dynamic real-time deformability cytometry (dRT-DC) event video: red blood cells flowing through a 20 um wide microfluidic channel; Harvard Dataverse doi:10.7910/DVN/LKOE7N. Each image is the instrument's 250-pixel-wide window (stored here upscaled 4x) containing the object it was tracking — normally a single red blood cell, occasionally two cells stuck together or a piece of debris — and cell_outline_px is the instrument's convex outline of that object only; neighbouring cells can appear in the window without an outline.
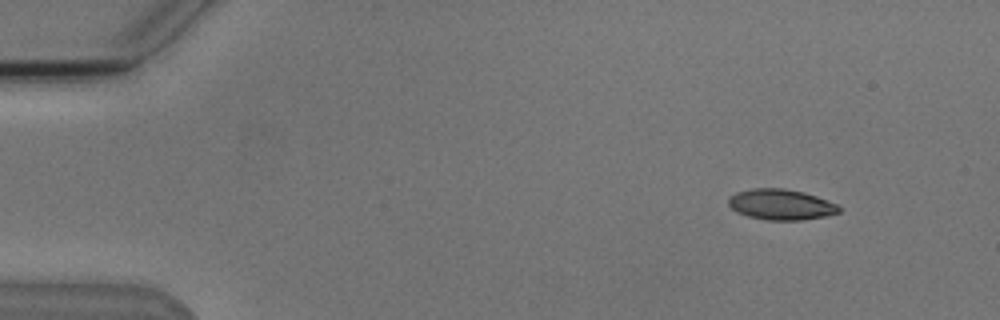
{"species": "Egyptian fruit bat (a non-hibernating species)", "species_latin": "Rousettus aegyptiacus", "temperature_condition": "cold", "stored_images_in_passage": 5, "camera_frame_rate_fps": 3000, "um_per_image_px": 0.085, "animal": {"sex": "male"}, "frame": {"image": 1, "passage_image": 2, "time_ms": 1.0, "image_size_px": [1000, 320], "cell_outline_px": [[840, 212], [824, 216], [800, 220], [768, 220], [748, 216], [736, 212], [728, 204], [728, 200], [736, 192], [752, 188], [784, 188], [804, 192], [816, 196], [836, 204], [840, 208]], "centroid_in_image_um": [66.36, 17.38], "position_along_channel_um": 18.6, "area_um2": 19.59}}